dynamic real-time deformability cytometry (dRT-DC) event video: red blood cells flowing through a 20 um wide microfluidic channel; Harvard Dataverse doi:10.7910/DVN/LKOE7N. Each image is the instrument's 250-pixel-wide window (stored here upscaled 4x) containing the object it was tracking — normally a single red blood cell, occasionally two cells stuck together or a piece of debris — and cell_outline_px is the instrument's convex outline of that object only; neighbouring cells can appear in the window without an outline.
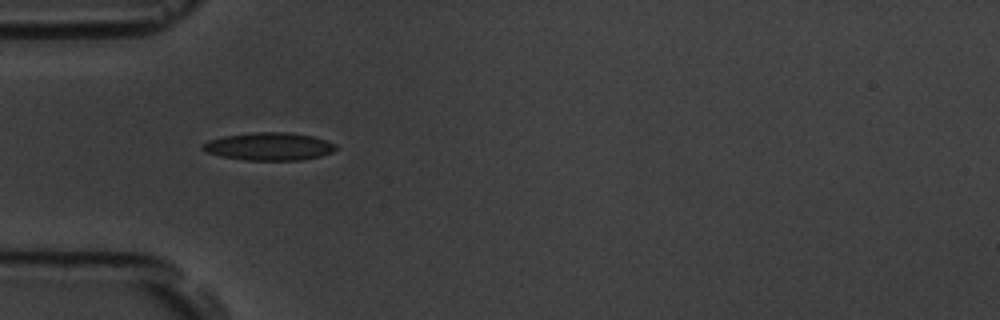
{"species": "common noctule bat (a hibernating species)", "species_latin": "Nyctalus noctula", "temperature_condition": "room temperature", "stored_images_in_passage": 4, "camera_frame_rate_fps": 3000, "um_per_image_px": 0.085, "animal": {"sex": "male", "body_mass_g": 19.5, "forearm_length_mm": 54.6}, "frame": {"image": 1, "passage_image": 3, "time_ms": 2.333, "image_size_px": [1000, 320], "cell_outline_px": [[336, 148], [332, 152], [320, 156], [300, 160], [248, 160], [224, 156], [208, 152], [200, 148], [200, 144], [208, 140], [224, 136], [252, 132], [288, 132], [312, 136], [336, 144]], "centroid_in_image_um": [22.85, 12.44], "position_along_channel_um": 62.1, "area_um2": 21.39}}
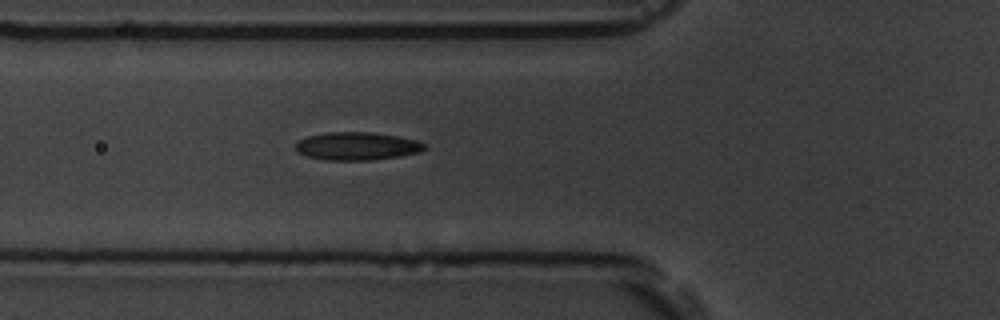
{"frame": {"image": 2, "passage_image": 4, "time_ms": 3.333, "image_size_px": [1000, 320], "cell_outline_px": [[428, 148], [420, 152], [400, 156], [372, 160], [324, 160], [308, 156], [296, 152], [296, 144], [300, 140], [308, 136], [328, 132], [372, 132], [396, 136], [416, 140], [424, 144]], "centroid_in_image_um": [30.35, 12.42], "position_along_channel_um": 95.4, "area_um2": 20.98}}